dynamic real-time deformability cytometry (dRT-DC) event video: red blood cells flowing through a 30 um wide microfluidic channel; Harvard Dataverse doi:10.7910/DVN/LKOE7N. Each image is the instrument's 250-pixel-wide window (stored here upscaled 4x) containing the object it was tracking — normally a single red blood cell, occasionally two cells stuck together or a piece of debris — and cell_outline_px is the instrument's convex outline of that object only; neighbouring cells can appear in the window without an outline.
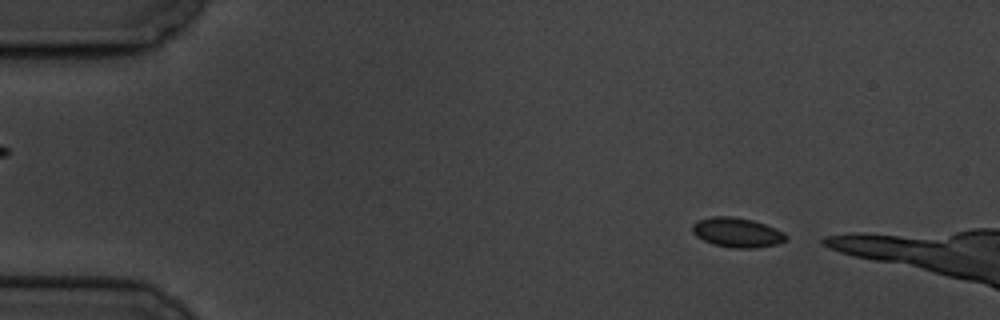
{"species": "common noctule bat (a hibernating species)", "species_latin": "Nyctalus noctula", "temperature_condition": "cold", "stored_images_in_passage": 4, "camera_frame_rate_fps": 3000, "um_per_image_px": 0.085, "animal": {"sex": "male", "body_mass_g": 19.5, "forearm_length_mm": 54.6}, "frame": {"image": 1, "passage_image": 1, "time_ms": 0.0, "image_size_px": [1000, 320], "cell_outline_px": [[788, 240], [780, 244], [756, 248], [732, 248], [712, 244], [696, 236], [692, 232], [692, 224], [696, 220], [712, 216], [732, 216], [752, 220], [764, 224], [784, 232], [788, 236]], "centroid_in_image_um": [62.66, 19.77], "position_along_channel_um": 22.3, "area_um2": 16.42}}